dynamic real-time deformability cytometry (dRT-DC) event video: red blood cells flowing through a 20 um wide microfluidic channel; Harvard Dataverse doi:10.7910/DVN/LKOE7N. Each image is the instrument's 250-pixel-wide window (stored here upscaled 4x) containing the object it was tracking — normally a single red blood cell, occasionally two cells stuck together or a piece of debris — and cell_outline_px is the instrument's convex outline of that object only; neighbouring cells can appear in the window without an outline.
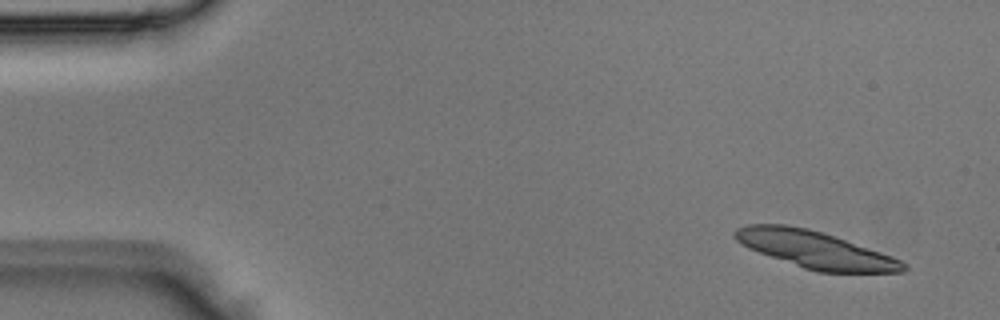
{"species": "Egyptian fruit bat (a non-hibernating species)", "species_latin": "Rousettus aegyptiacus", "temperature_condition": "room temperature", "stored_images_in_passage": 4, "camera_frame_rate_fps": 3000, "um_per_image_px": 0.085, "animal": {"sex": "male"}, "frame": {"image": 1, "passage_image": 1, "time_ms": 0.0, "image_size_px": [1000, 320], "cell_outline_px": [[908, 268], [904, 272], [820, 272], [804, 268], [748, 248], [736, 240], [732, 236], [732, 232], [736, 228], [748, 224], [784, 224], [808, 228], [892, 256], [908, 264]], "centroid_in_image_um": [69.26, 21.22], "position_along_channel_um": 15.7, "area_um2": 35.89}}
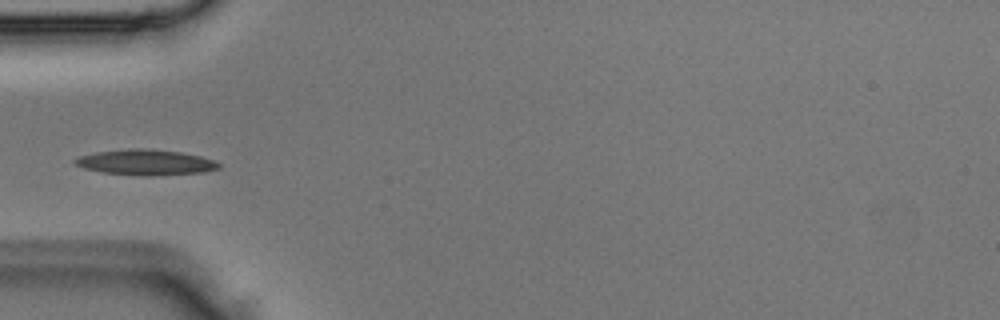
{"frame": {"image": 2, "passage_image": 4, "time_ms": 1.0, "image_size_px": [1000, 320], "cell_outline_px": [[220, 168], [204, 172], [148, 176], [140, 176], [104, 172], [84, 168], [76, 164], [72, 160], [80, 156], [96, 152], [132, 148], [144, 148], [180, 152], [200, 156], [216, 160], [220, 164]], "centroid_in_image_um": [12.41, 13.8], "position_along_channel_um": 72.6, "area_um2": 21.33}}